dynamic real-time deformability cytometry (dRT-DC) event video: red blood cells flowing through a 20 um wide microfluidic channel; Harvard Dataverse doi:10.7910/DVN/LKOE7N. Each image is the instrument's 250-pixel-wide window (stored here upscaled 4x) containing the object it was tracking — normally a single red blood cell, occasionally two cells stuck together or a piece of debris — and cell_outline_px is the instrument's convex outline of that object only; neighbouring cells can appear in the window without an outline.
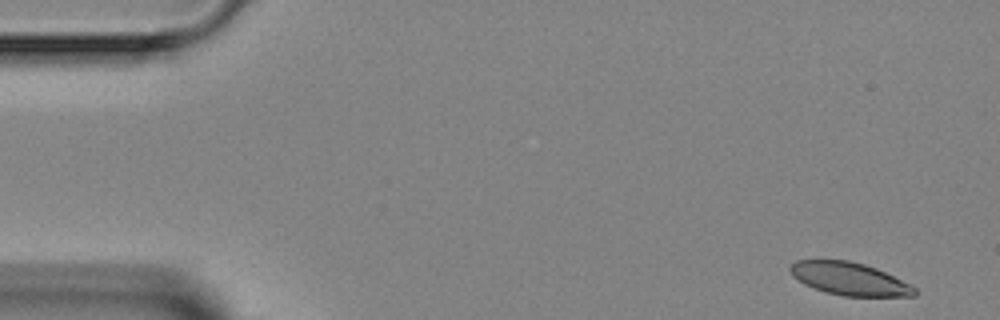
{"species": "Egyptian fruit bat (a non-hibernating species)", "species_latin": "Rousettus aegyptiacus", "temperature_condition": "room temperature", "stored_images_in_passage": 5, "camera_frame_rate_fps": 3000, "um_per_image_px": 0.085, "animal": {"sex": "female"}, "frame": {"image": 1, "passage_image": 1, "time_ms": 0.0, "image_size_px": [1000, 320], "cell_outline_px": [[916, 296], [844, 296], [824, 292], [812, 288], [804, 284], [792, 276], [788, 268], [796, 260], [848, 260], [864, 264], [876, 268], [912, 284], [916, 288]], "centroid_in_image_um": [72.2, 23.7], "position_along_channel_um": 12.8, "area_um2": 23.93}}